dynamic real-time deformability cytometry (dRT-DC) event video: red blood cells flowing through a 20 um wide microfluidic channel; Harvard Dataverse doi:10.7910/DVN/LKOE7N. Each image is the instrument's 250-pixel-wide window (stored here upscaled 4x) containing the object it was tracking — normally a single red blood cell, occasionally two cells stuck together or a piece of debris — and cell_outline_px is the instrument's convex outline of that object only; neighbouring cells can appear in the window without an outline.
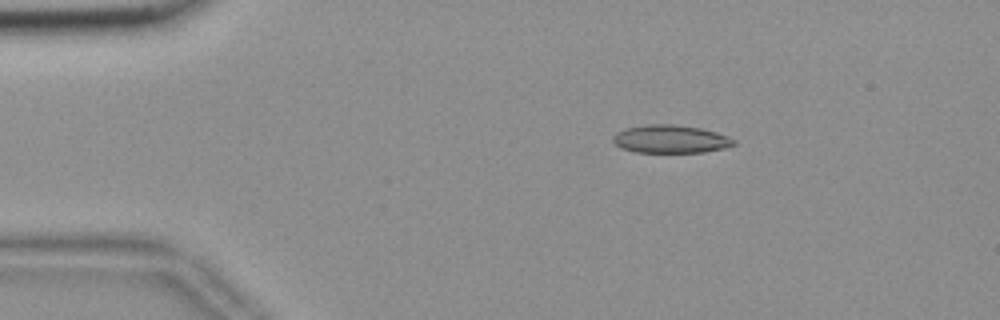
{"species": "common noctule bat (a hibernating species)", "species_latin": "Nyctalus noctula", "temperature_condition": "room temperature", "stored_images_in_passage": 54, "camera_frame_rate_fps": 3000, "um_per_image_px": 0.085, "animal": {"sex": "female", "body_mass_g": 18.4}, "frame": {"image": 1, "passage_image": 9, "time_ms": 2.667, "image_size_px": [1000, 320], "cell_outline_px": [[736, 144], [724, 148], [704, 152], [636, 152], [620, 148], [612, 140], [612, 136], [616, 132], [628, 128], [648, 124], [676, 124], [700, 128], [716, 132], [736, 140]], "centroid_in_image_um": [56.99, 11.82], "position_along_channel_um": 28.0, "area_um2": 19.71}}
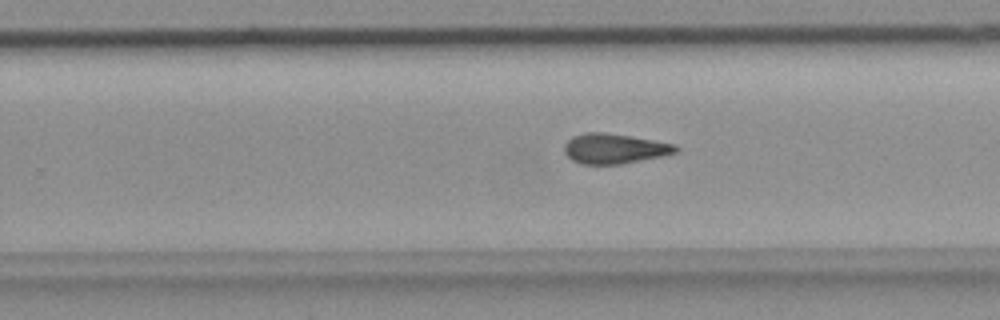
{"frame": {"image": 2, "passage_image": 34, "time_ms": 11.0, "image_size_px": [1000, 320], "cell_outline_px": [[680, 148], [676, 152], [660, 156], [620, 164], [580, 164], [572, 160], [564, 152], [564, 144], [572, 136], [584, 132], [604, 132], [632, 136], [676, 144]], "centroid_in_image_um": [52.2, 12.62], "position_along_channel_um": 277.6, "area_um2": 19.54}}
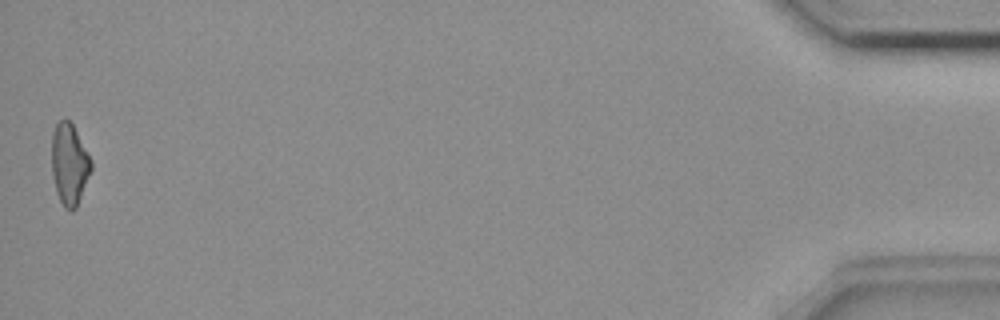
{"frame": {"image": 3, "passage_image": 54, "time_ms": 17.667, "image_size_px": [1000, 320], "cell_outline_px": [[92, 168], [76, 208], [72, 212], [64, 208], [56, 192], [52, 172], [52, 136], [56, 124], [60, 120], [68, 120], [72, 124], [92, 160]], "centroid_in_image_um": [5.9, 13.98], "position_along_channel_um": 429.3, "area_um2": 18.5}, "authors_computed_cell_mechanics": {"area_um2": 19.363, "velocity_mm_per_s": 3.6942, "shape_relaxation_time_tau1_ms": 11.1805, "shape_relaxation_time_tau2_ms": 3.5784, "deformation_change_tau1": 0.2242, "deformation_change_tau2": 0.1183}}